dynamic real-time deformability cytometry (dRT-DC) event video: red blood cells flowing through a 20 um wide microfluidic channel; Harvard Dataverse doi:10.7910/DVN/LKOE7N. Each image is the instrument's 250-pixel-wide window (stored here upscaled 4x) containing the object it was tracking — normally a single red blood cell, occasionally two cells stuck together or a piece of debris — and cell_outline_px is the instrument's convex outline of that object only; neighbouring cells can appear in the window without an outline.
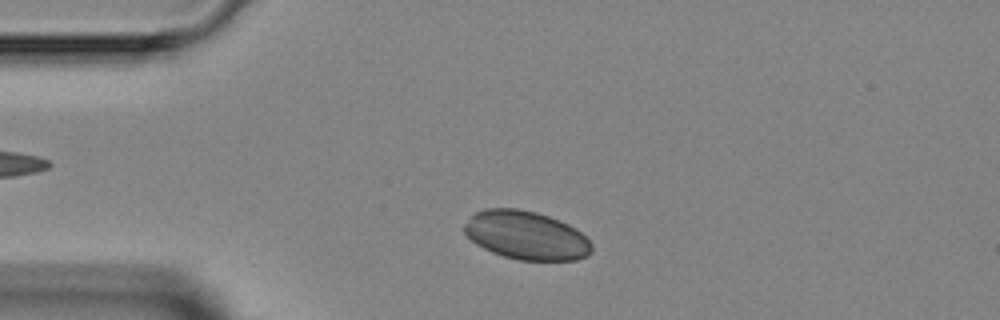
{"species": "Egyptian fruit bat (a non-hibernating species)", "species_latin": "Rousettus aegyptiacus", "temperature_condition": "room temperature", "stored_images_in_passage": 2, "camera_frame_rate_fps": 3000, "um_per_image_px": 0.085, "animal": {"sex": "female"}, "frame": {"image": 1, "passage_image": 1, "time_ms": 0.0, "image_size_px": [1000, 320], "cell_outline_px": [[592, 252], [588, 256], [576, 260], [520, 260], [504, 256], [492, 252], [476, 244], [464, 232], [464, 224], [476, 212], [484, 208], [516, 208], [536, 212], [548, 216], [568, 224], [576, 228], [592, 244]], "centroid_in_image_um": [44.74, 20.0], "position_along_channel_um": 40.3, "area_um2": 35.89}}